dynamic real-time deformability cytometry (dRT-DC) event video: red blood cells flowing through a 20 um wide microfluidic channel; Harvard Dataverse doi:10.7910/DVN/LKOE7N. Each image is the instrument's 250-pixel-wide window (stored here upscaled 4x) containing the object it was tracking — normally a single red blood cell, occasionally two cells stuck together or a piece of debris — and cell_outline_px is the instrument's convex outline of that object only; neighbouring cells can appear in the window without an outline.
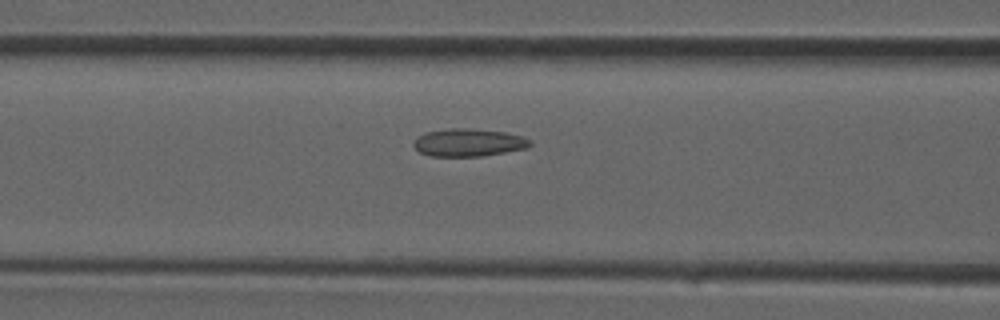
{"species": "common noctule bat (a hibernating species)", "species_latin": "Nyctalus noctula", "temperature_condition": "room temperature", "stored_images_in_passage": 25, "camera_frame_rate_fps": 3000, "um_per_image_px": 0.085, "animal": {"sex": "male", "forearm_length_mm": 52.5}, "frame": {"image": 1, "passage_image": 7, "time_ms": 2.0, "image_size_px": [1000, 320], "cell_outline_px": [[532, 144], [528, 148], [484, 156], [432, 156], [420, 152], [412, 144], [424, 132], [448, 128], [464, 128], [504, 132], [520, 136], [532, 140]], "centroid_in_image_um": [39.85, 12.12], "position_along_channel_um": 126.7, "area_um2": 18.73}}
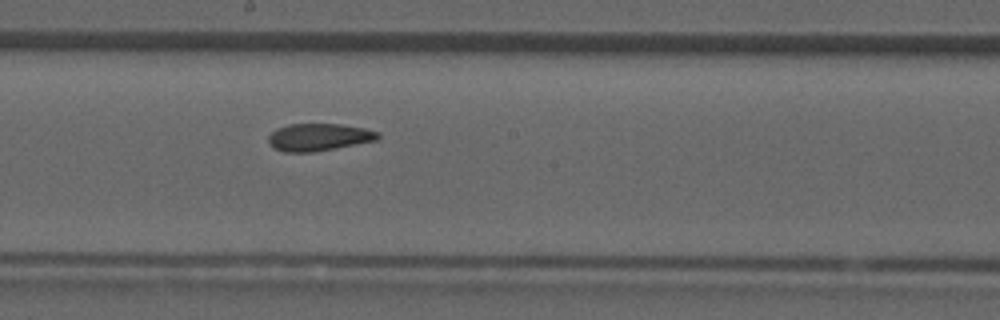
{"frame": {"image": 2, "passage_image": 12, "time_ms": 3.667, "image_size_px": [1000, 320], "cell_outline_px": [[380, 136], [376, 140], [336, 148], [312, 152], [284, 152], [268, 144], [268, 136], [276, 128], [288, 124], [340, 124], [364, 128], [380, 132]], "centroid_in_image_um": [27.08, 11.65], "position_along_channel_um": 221.1, "area_um2": 17.46}}
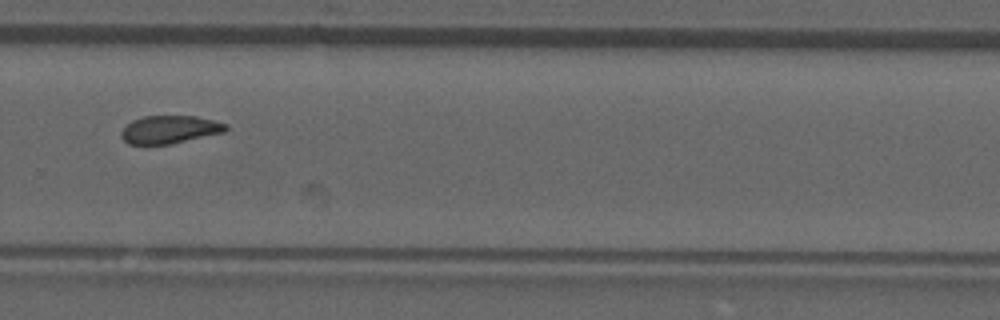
{"frame": {"image": 3, "passage_image": 17, "time_ms": 5.333, "image_size_px": [1000, 320], "cell_outline_px": [[228, 128], [224, 132], [168, 144], [128, 144], [120, 136], [120, 132], [132, 120], [144, 116], [196, 116], [228, 124]], "centroid_in_image_um": [14.41, 11.0], "position_along_channel_um": 315.4, "area_um2": 16.82}}